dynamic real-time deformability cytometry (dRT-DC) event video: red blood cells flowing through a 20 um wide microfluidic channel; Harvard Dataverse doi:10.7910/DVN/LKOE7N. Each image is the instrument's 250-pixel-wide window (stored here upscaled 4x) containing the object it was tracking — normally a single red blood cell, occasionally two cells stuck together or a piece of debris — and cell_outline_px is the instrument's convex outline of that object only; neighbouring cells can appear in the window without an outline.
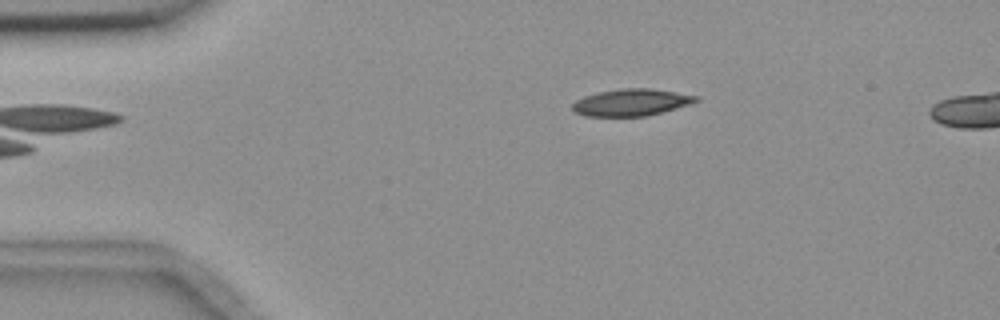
{"species": "common noctule bat (a hibernating species)", "species_latin": "Nyctalus noctula", "temperature_condition": "room temperature", "stored_images_in_passage": 5, "camera_frame_rate_fps": 3000, "um_per_image_px": 0.085, "animal": {"sex": "female", "body_mass_g": 18.4}, "frame": {"image": 1, "passage_image": 5, "time_ms": 5.333, "image_size_px": [1000, 320], "cell_outline_px": [[700, 100], [688, 104], [660, 112], [644, 116], [584, 116], [576, 112], [572, 108], [572, 104], [576, 100], [584, 96], [600, 92], [620, 88], [648, 88], [700, 96]], "centroid_in_image_um": [53.63, 8.7], "position_along_channel_um": 31.4, "area_um2": 19.07}}